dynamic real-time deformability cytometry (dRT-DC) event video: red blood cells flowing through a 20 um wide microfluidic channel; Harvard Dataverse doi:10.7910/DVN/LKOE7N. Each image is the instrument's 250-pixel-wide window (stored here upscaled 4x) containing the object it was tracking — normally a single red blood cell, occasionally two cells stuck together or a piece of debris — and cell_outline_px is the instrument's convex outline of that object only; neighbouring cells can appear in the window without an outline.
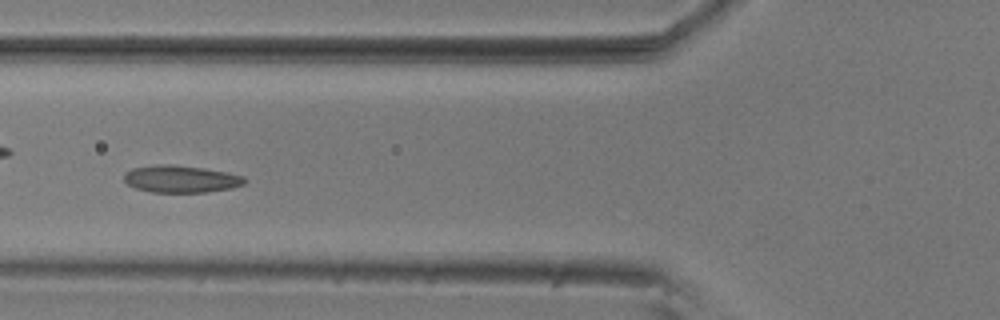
{"species": "common noctule bat (a hibernating species)", "species_latin": "Nyctalus noctula", "temperature_condition": "room temperature", "stored_images_in_passage": 32, "camera_frame_rate_fps": 3000, "um_per_image_px": 0.085, "animal": {"sex": "male", "body_mass_g": 20.5, "forearm_length_mm": 52.5}, "frame": {"image": 1, "passage_image": 5, "time_ms": 1.333, "image_size_px": [1000, 320], "cell_outline_px": [[248, 180], [244, 184], [232, 188], [204, 192], [152, 192], [136, 188], [128, 184], [124, 180], [124, 172], [132, 168], [160, 164], [172, 164], [204, 168], [228, 172], [244, 176]], "centroid_in_image_um": [15.4, 15.2], "position_along_channel_um": 110.4, "area_um2": 19.19}, "authors_computed_cell_mechanics": {"area_um2": 18.4093, "velocity_mm_per_s": 3.6365, "shape_relaxation_time_tau1_ms": 4.1031, "shape_relaxation_time_tau2_ms": 1.9177, "deformation_change_tau1": 0.1135, "deformation_change_tau2": 0.0892}}